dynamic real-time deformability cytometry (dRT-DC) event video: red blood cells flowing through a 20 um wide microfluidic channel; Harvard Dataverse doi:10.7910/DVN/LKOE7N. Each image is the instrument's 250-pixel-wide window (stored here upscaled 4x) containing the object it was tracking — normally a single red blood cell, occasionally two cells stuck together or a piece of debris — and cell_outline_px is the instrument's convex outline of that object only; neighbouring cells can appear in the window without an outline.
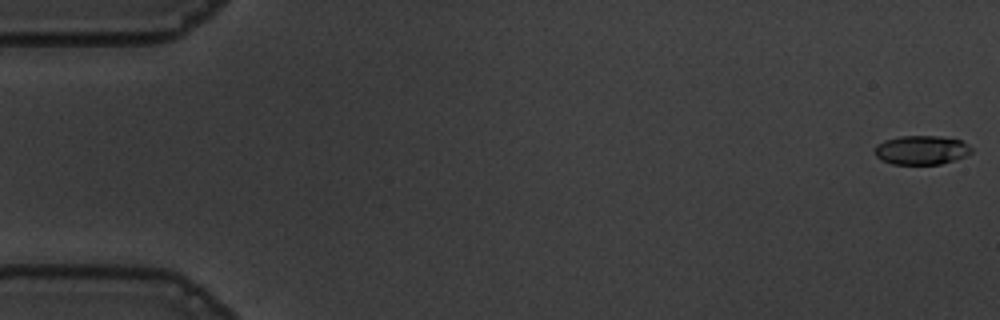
{"species": "common noctule bat (a hibernating species)", "species_latin": "Nyctalus noctula", "temperature_condition": "warm", "stored_images_in_passage": 56, "camera_frame_rate_fps": 3000, "um_per_image_px": 0.085, "animal": {"sex": "male", "body_mass_g": 19.5, "forearm_length_mm": 54.6}, "frame": {"image": 1, "passage_image": 1, "time_ms": 0.0, "image_size_px": [1000, 320], "cell_outline_px": [[972, 152], [964, 156], [940, 164], [892, 164], [876, 156], [876, 144], [884, 140], [900, 136], [940, 136], [960, 140], [972, 148]], "centroid_in_image_um": [78.31, 12.74], "position_along_channel_um": 6.7, "area_um2": 16.13}}
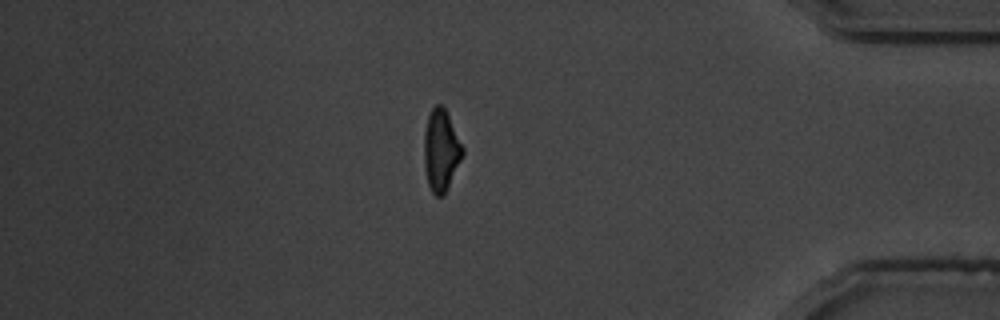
{"frame": {"image": 2, "passage_image": 48, "time_ms": 15.667, "image_size_px": [1000, 320], "cell_outline_px": [[464, 152], [444, 196], [436, 196], [432, 192], [428, 184], [424, 168], [424, 132], [428, 116], [432, 108], [436, 104], [440, 104], [444, 108], [464, 148]], "centroid_in_image_um": [37.47, 12.8], "position_along_channel_um": 397.7, "area_um2": 18.15}}
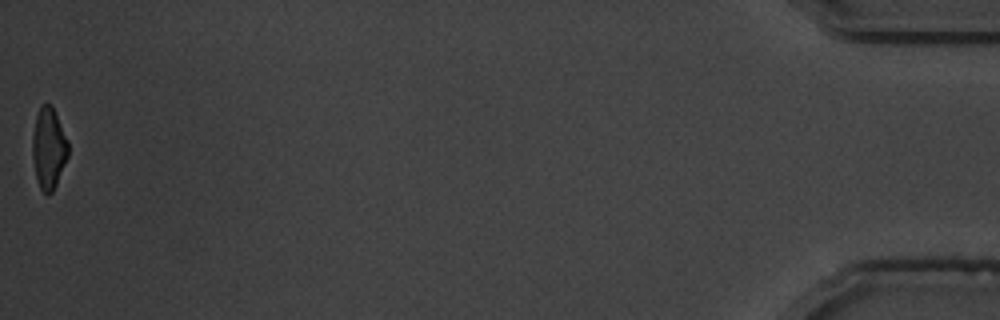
{"frame": {"image": 3, "passage_image": 56, "time_ms": 18.333, "image_size_px": [1000, 320], "cell_outline_px": [[68, 156], [56, 184], [52, 192], [44, 192], [40, 188], [36, 176], [32, 156], [32, 136], [36, 116], [40, 104], [52, 104], [68, 140]], "centroid_in_image_um": [4.13, 12.54], "position_along_channel_um": 431.1, "area_um2": 16.88}, "authors_computed_cell_mechanics": {"area_um2": 18.207, "velocity_mm_per_s": 3.6488, "shape_relaxation_time_tau1_ms": 3.6433, "shape_relaxation_time_tau2_ms": 1.7147, "deformation_change_tau1": 0.1745, "deformation_change_tau2": 0.0782}}